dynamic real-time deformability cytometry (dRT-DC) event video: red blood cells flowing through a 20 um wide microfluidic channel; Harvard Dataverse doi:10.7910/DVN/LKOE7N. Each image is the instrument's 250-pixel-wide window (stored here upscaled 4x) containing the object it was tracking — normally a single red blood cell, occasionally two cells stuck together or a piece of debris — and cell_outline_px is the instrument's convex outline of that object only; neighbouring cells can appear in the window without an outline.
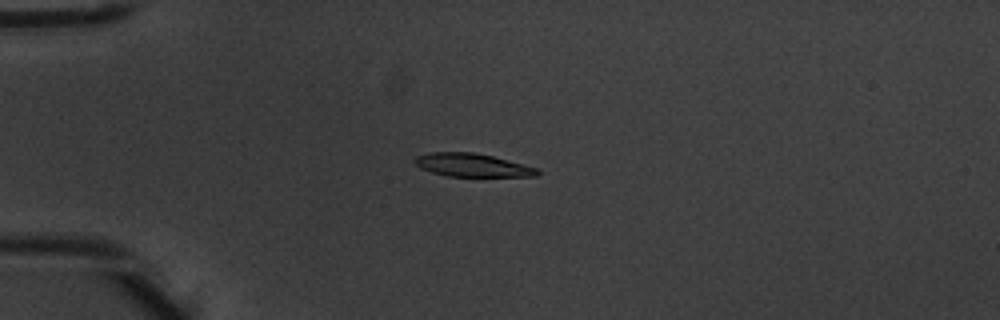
{"species": "common noctule bat (a hibernating species)", "species_latin": "Nyctalus noctula", "temperature_condition": "warm", "stored_images_in_passage": 6, "camera_frame_rate_fps": 3000, "um_per_image_px": 0.085, "animal": {"sex": "male", "body_mass_g": 20.1, "forearm_length_mm": 53.5}, "frame": {"image": 1, "passage_image": 4, "time_ms": 1.0, "image_size_px": [1000, 320], "cell_outline_px": [[540, 172], [536, 176], [448, 176], [432, 172], [420, 168], [412, 160], [416, 156], [432, 152], [472, 152], [492, 156], [540, 168]], "centroid_in_image_um": [40.15, 14.03], "position_along_channel_um": 44.9, "area_um2": 16.53}}